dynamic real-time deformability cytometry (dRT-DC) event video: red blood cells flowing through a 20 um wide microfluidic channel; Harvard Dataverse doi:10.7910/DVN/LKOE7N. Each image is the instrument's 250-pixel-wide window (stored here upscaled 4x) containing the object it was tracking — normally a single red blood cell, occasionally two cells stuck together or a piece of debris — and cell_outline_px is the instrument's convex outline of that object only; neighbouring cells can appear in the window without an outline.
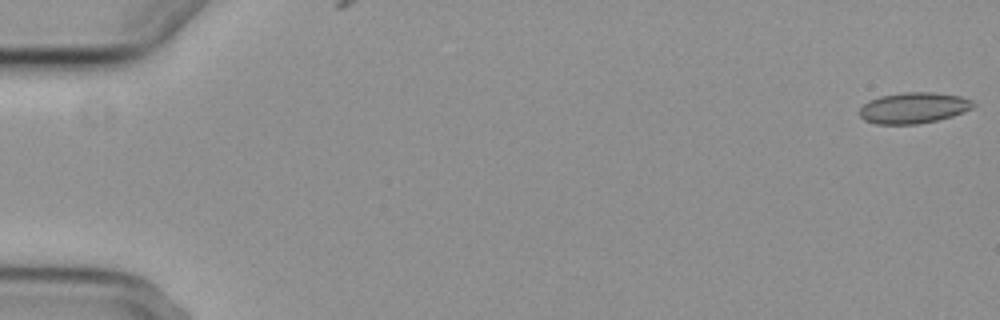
{"species": "common noctule bat (a hibernating species)", "species_latin": "Nyctalus noctula", "temperature_condition": "cold", "stored_images_in_passage": 5, "camera_frame_rate_fps": 3000, "um_per_image_px": 0.085, "animal": {"sex": "female", "body_mass_g": 29.2, "forearm_length_mm": 56.3}, "frame": {"image": 1, "passage_image": 1, "time_ms": 0.0, "image_size_px": [1000, 320], "cell_outline_px": [[976, 104], [972, 108], [964, 112], [952, 116], [936, 120], [916, 124], [876, 124], [864, 120], [860, 116], [860, 108], [868, 100], [880, 96], [904, 92], [936, 92], [960, 96], [972, 100]], "centroid_in_image_um": [77.66, 9.16], "position_along_channel_um": 7.3, "area_um2": 20.58}}
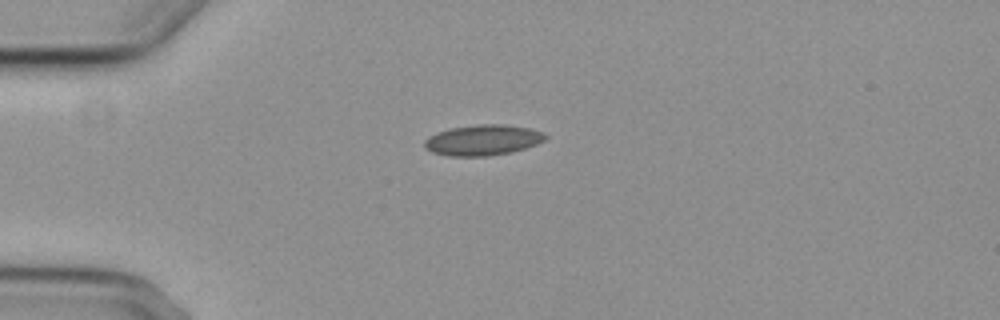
{"frame": {"image": 2, "passage_image": 5, "time_ms": 4.667, "image_size_px": [1000, 320], "cell_outline_px": [[548, 136], [544, 140], [536, 144], [512, 152], [488, 156], [448, 156], [432, 152], [424, 148], [424, 140], [428, 136], [436, 132], [448, 128], [480, 124], [504, 124], [528, 128], [544, 132]], "centroid_in_image_um": [41.0, 11.9], "position_along_channel_um": 44.0, "area_um2": 21.73}}